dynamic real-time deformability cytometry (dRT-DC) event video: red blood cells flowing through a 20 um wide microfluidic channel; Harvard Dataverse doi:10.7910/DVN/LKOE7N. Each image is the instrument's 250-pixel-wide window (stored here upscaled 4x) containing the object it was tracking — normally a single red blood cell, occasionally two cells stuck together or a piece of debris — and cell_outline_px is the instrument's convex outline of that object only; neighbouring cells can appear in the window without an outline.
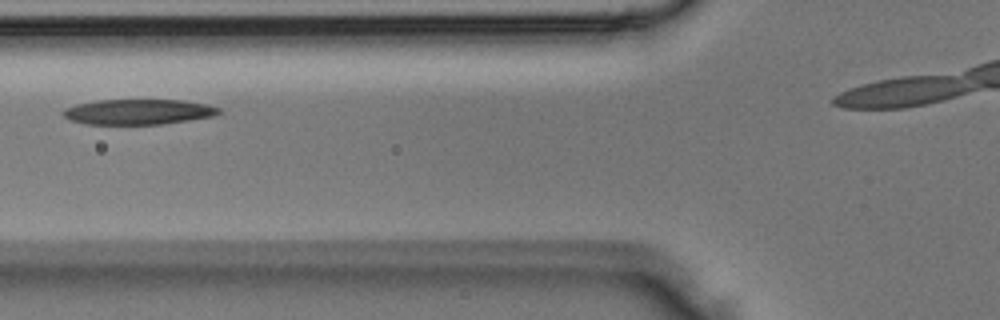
{"species": "Egyptian fruit bat (a non-hibernating species)", "species_latin": "Rousettus aegyptiacus", "temperature_condition": "room temperature", "stored_images_in_passage": 4, "camera_frame_rate_fps": 3000, "um_per_image_px": 0.085, "animal": {"sex": "male"}, "frame": {"image": 1, "passage_image": 4, "time_ms": 1.0, "image_size_px": [1000, 320], "cell_outline_px": [[220, 112], [212, 116], [188, 120], [160, 124], [84, 124], [68, 120], [60, 112], [64, 108], [76, 104], [96, 100], [184, 100], [208, 104], [220, 108]], "centroid_in_image_um": [11.69, 9.5], "position_along_channel_um": 114.1, "area_um2": 23.06}}